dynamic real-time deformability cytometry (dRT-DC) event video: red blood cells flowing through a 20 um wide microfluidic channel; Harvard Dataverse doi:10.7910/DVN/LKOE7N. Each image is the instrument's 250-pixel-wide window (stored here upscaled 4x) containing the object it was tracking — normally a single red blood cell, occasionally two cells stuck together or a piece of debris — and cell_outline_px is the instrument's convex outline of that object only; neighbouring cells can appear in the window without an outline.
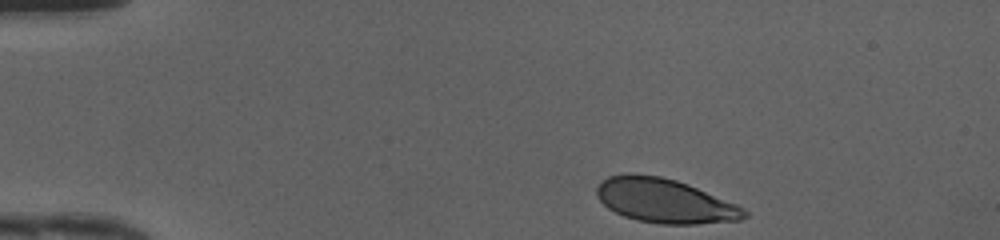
{"species": "human", "species_latin": "Homo sapiens", "temperature_condition": "cold", "stored_images_in_passage": 35, "camera_frame_rate_fps": 3000, "um_per_image_px": 0.085, "donor": {"sex": "female"}, "frame": {"image": 1, "passage_image": 1, "time_ms": 0.0, "image_size_px": [1000, 240], "cell_outline_px": [[748, 216], [740, 220], [696, 224], [660, 224], [636, 220], [624, 216], [608, 208], [596, 196], [596, 188], [608, 176], [628, 172], [660, 176], [676, 180], [688, 184], [736, 204], [744, 208], [748, 212]], "centroid_in_image_um": [56.5, 17.06], "position_along_channel_um": 28.5, "area_um2": 38.09}}
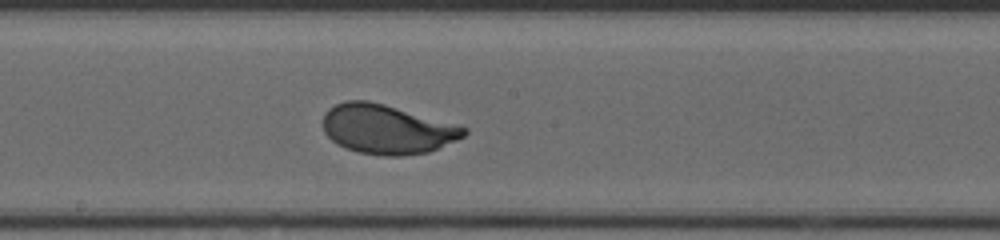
{"frame": {"image": 2, "passage_image": 20, "time_ms": 6.333, "image_size_px": [1000, 240], "cell_outline_px": [[468, 132], [464, 136], [456, 140], [428, 152], [400, 156], [384, 156], [360, 152], [336, 144], [324, 132], [324, 112], [328, 108], [344, 100], [368, 100], [384, 104], [468, 128]], "centroid_in_image_um": [32.86, 10.98], "position_along_channel_um": 215.3, "area_um2": 40.17}}
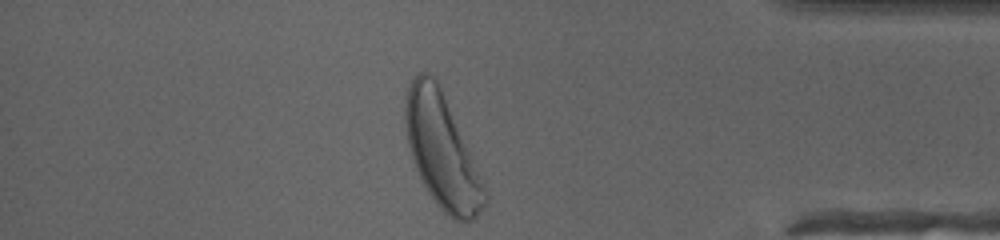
{"frame": {"image": 3, "passage_image": 35, "time_ms": 11.333, "image_size_px": [1000, 240], "cell_outline_px": [[488, 200], [480, 212], [472, 220], [456, 220], [444, 212], [428, 192], [416, 168], [408, 144], [404, 124], [404, 104], [408, 88], [412, 80], [420, 72], [428, 72], [436, 80], [440, 88], [488, 196]], "centroid_in_image_um": [37.51, 12.84], "position_along_channel_um": 397.7, "area_um2": 50.58}, "authors_computed_cell_mechanics": {"area_um2": 39.4774, "velocity_mm_per_s": 4.1822, "shape_relaxation_time_tau1_ms": 1.9149, "shape_relaxation_time_tau2_ms": null, "deformation_change_tau1": 0.1403, "deformation_change_tau2": null}}